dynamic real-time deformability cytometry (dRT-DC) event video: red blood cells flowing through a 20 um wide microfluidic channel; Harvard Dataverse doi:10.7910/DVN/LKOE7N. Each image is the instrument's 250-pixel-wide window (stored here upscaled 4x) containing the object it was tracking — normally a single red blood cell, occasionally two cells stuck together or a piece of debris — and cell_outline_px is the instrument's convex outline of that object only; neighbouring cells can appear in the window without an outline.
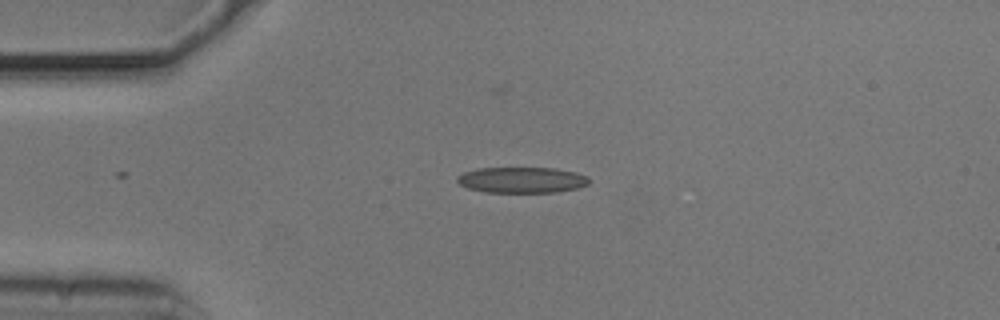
{"species": "common noctule bat (a hibernating species)", "species_latin": "Nyctalus noctula", "temperature_condition": "cold", "stored_images_in_passage": 5, "camera_frame_rate_fps": 3000, "um_per_image_px": 0.085, "animal": {"sex": "male", "body_mass_g": 20.5, "forearm_length_mm": 52.5}, "frame": {"image": 1, "passage_image": 1, "time_ms": 0.0, "image_size_px": [1000, 320], "cell_outline_px": [[588, 184], [576, 188], [556, 192], [484, 192], [468, 188], [460, 184], [456, 180], [456, 176], [464, 172], [476, 168], [556, 168], [576, 172], [588, 176]], "centroid_in_image_um": [44.33, 15.29], "position_along_channel_um": 40.7, "area_um2": 19.88}}